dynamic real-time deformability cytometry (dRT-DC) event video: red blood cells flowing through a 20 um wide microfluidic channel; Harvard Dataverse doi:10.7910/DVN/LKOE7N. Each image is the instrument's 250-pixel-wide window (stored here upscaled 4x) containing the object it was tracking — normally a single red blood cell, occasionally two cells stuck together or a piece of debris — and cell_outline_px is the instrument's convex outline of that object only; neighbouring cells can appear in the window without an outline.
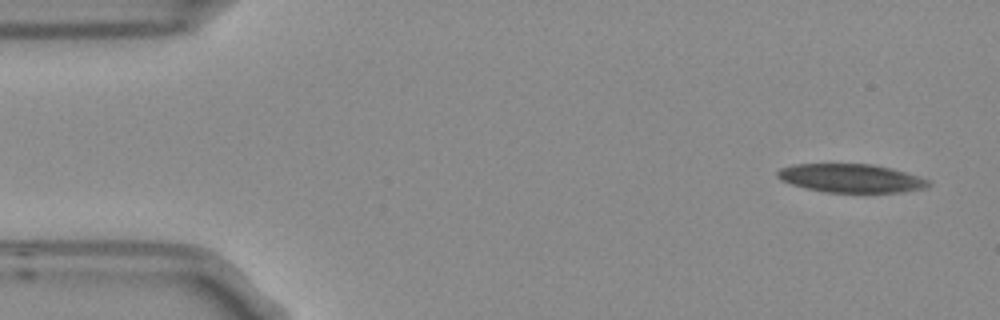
{"species": "Egyptian fruit bat (a non-hibernating species)", "species_latin": "Rousettus aegyptiacus", "temperature_condition": "room temperature", "stored_images_in_passage": 4, "camera_frame_rate_fps": 3000, "um_per_image_px": 0.085, "frame": {"image": 1, "passage_image": 1, "time_ms": 0.0, "image_size_px": [1000, 320], "cell_outline_px": [[932, 184], [928, 188], [900, 192], [824, 192], [792, 184], [780, 180], [776, 176], [776, 172], [780, 168], [796, 164], [872, 164], [892, 168], [928, 180]], "centroid_in_image_um": [72.33, 15.15], "position_along_channel_um": 12.7, "area_um2": 24.97}}
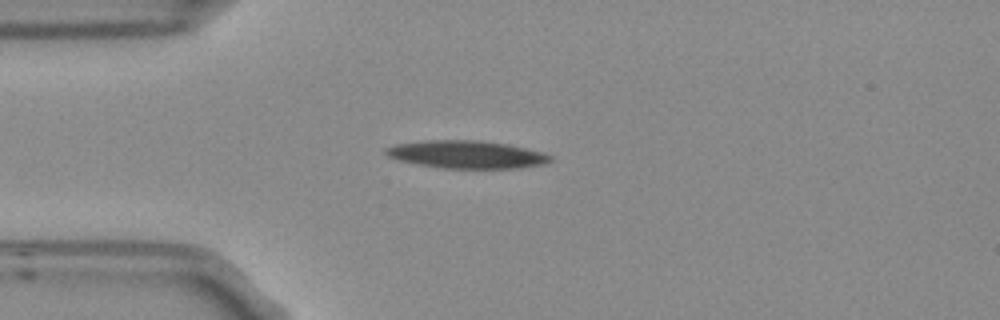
{"frame": {"image": 2, "passage_image": 4, "time_ms": 1.0, "image_size_px": [1000, 320], "cell_outline_px": [[552, 160], [544, 164], [520, 168], [444, 168], [420, 164], [400, 160], [388, 156], [384, 152], [384, 148], [396, 144], [424, 140], [476, 140], [504, 144], [544, 152], [552, 156]], "centroid_in_image_um": [39.67, 13.13], "position_along_channel_um": 45.3, "area_um2": 26.36}}